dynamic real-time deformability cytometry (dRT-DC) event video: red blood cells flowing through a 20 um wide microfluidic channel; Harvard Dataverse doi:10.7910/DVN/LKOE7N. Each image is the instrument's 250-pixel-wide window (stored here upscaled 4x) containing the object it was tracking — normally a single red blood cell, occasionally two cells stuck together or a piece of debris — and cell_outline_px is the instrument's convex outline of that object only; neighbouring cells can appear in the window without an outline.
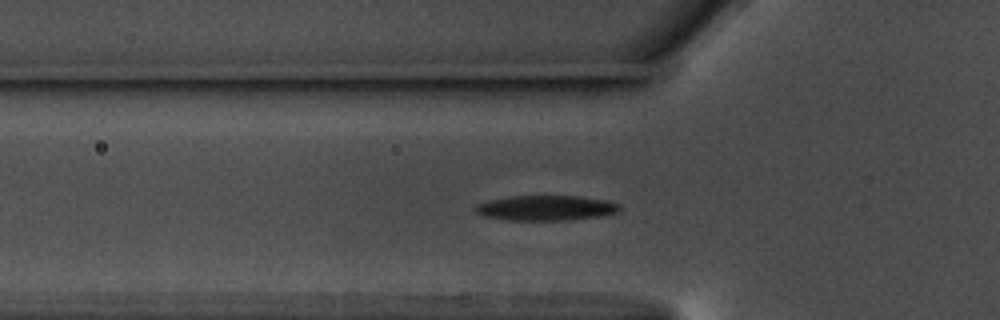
{"species": "common noctule bat (a hibernating species)", "species_latin": "Nyctalus noctula", "temperature_condition": "warm", "stored_images_in_passage": 45, "camera_frame_rate_fps": 3000, "um_per_image_px": 0.085, "animal": {"sex": "male", "body_mass_g": 17.5, "forearm_length_mm": 52.3}, "frame": {"image": 1, "passage_image": 10, "time_ms": 3.0, "image_size_px": [1000, 320], "cell_outline_px": [[624, 208], [620, 212], [600, 216], [572, 220], [508, 220], [484, 216], [476, 212], [472, 208], [476, 204], [488, 200], [512, 196], [580, 196], [604, 200], [620, 204]], "centroid_in_image_um": [46.43, 17.68], "position_along_channel_um": 79.4, "area_um2": 21.33}}
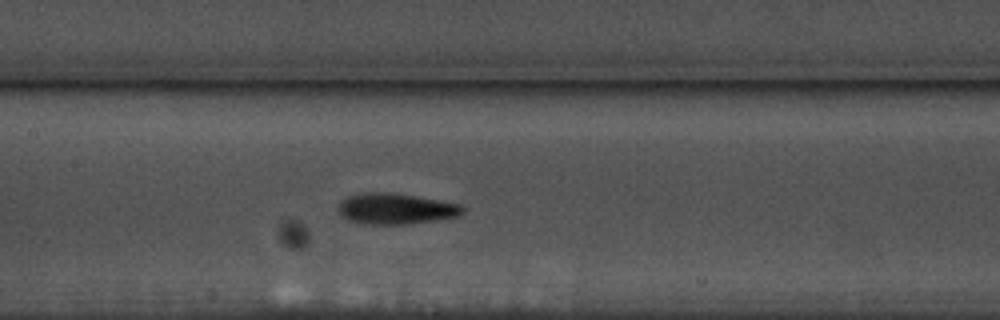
{"frame": {"image": 2, "passage_image": 18, "time_ms": 5.667, "image_size_px": [1000, 320], "cell_outline_px": [[464, 212], [460, 216], [440, 220], [404, 224], [360, 224], [348, 220], [340, 216], [336, 208], [340, 200], [348, 196], [360, 192], [392, 192], [460, 204], [464, 208]], "centroid_in_image_um": [33.58, 17.74], "position_along_channel_um": 173.8, "area_um2": 22.83}}
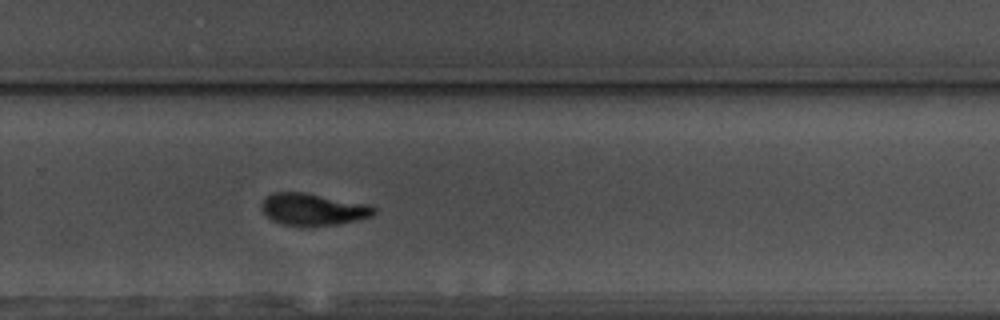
{"frame": {"image": 3, "passage_image": 29, "time_ms": 9.333, "image_size_px": [1000, 320], "cell_outline_px": [[376, 212], [372, 216], [360, 220], [336, 224], [280, 224], [272, 220], [260, 208], [260, 204], [272, 192], [304, 192], [372, 204], [376, 208]], "centroid_in_image_um": [26.67, 17.76], "position_along_channel_um": 303.1, "area_um2": 20.81}, "authors_computed_cell_mechanics": {"area_um2": 21.1548, "velocity_mm_per_s": 3.5405, "shape_relaxation_time_tau1_ms": 2.6687, "shape_relaxation_time_tau2_ms": 2.0686, "deformation_change_tau1": 0.1473, "deformation_change_tau2": 0.0896}}